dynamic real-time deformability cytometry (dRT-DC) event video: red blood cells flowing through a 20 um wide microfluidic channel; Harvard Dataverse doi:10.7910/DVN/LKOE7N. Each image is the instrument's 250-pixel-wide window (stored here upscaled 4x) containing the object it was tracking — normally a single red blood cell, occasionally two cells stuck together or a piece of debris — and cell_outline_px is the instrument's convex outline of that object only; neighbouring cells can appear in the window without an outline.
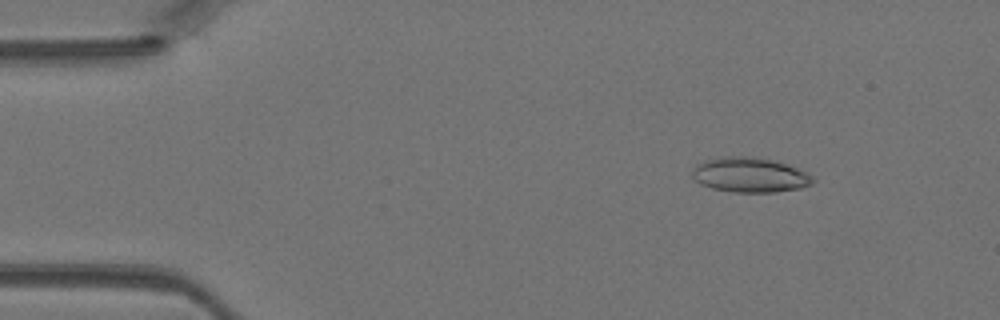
{"species": "Egyptian fruit bat (a non-hibernating species)", "species_latin": "Rousettus aegyptiacus", "temperature_condition": "warm", "stored_images_in_passage": 44, "camera_frame_rate_fps": 3000, "um_per_image_px": 0.085, "animal": {"sex": "female"}, "frame": {"image": 1, "passage_image": 5, "time_ms": 1.333, "image_size_px": [1000, 320], "cell_outline_px": [[816, 180], [812, 184], [800, 188], [776, 192], [732, 192], [712, 188], [700, 184], [692, 176], [692, 172], [696, 164], [704, 160], [720, 156], [752, 156], [772, 160], [796, 168], [812, 176]], "centroid_in_image_um": [63.7, 14.86], "position_along_channel_um": 21.3, "area_um2": 24.51}}
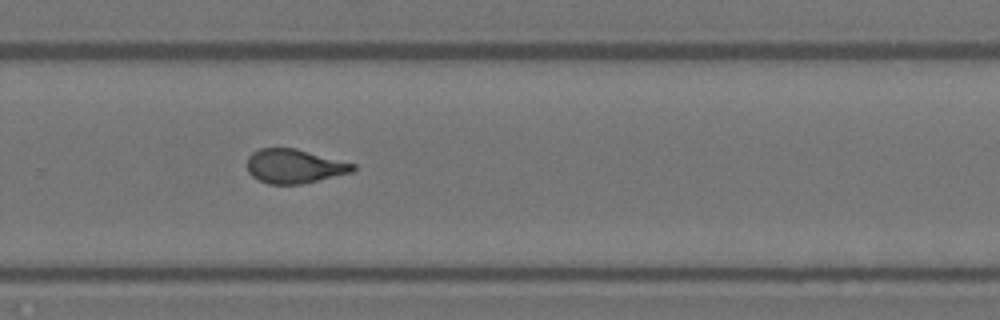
{"frame": {"image": 2, "passage_image": 29, "time_ms": 9.333, "image_size_px": [1000, 320], "cell_outline_px": [[356, 168], [352, 172], [300, 184], [268, 184], [252, 176], [248, 172], [248, 156], [252, 152], [260, 148], [296, 148], [356, 164]], "centroid_in_image_um": [25.01, 14.12], "position_along_channel_um": 304.8, "area_um2": 20.92}}
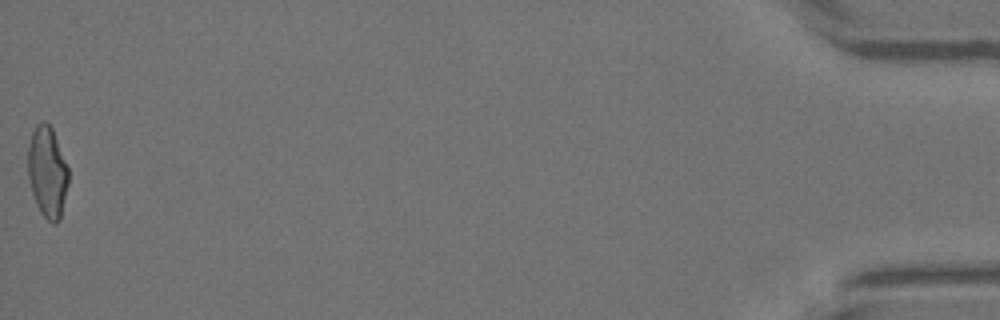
{"frame": {"image": 3, "passage_image": 44, "time_ms": 14.333, "image_size_px": [1000, 320], "cell_outline_px": [[68, 184], [60, 220], [56, 224], [52, 224], [40, 212], [36, 204], [32, 192], [28, 176], [28, 144], [32, 132], [36, 124], [40, 120], [44, 120], [52, 128], [68, 168]], "centroid_in_image_um": [4.02, 14.62], "position_along_channel_um": 431.2, "area_um2": 21.56}}